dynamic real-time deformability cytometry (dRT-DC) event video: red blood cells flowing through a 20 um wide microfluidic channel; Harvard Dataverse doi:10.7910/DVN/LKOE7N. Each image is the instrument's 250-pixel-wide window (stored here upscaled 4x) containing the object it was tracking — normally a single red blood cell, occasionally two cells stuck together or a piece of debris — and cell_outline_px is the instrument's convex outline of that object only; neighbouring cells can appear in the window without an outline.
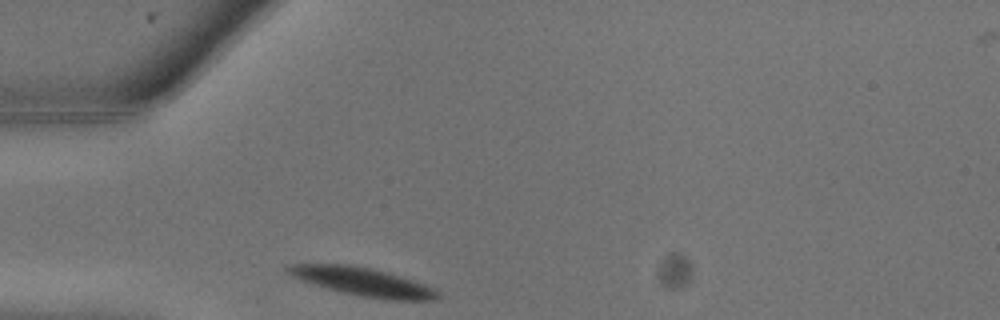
{"species": "common noctule bat (a hibernating species)", "species_latin": "Nyctalus noctula", "temperature_condition": "warm", "stored_images_in_passage": 3, "camera_frame_rate_fps": 3000, "um_per_image_px": 0.085, "animal": {"sex": "male", "body_mass_g": 13.3}, "frame": {"image": 1, "passage_image": 1, "time_ms": 0.0, "image_size_px": [1000, 320], "cell_outline_px": [[440, 300], [392, 300], [360, 296], [328, 288], [300, 280], [284, 272], [284, 268], [292, 264], [348, 264], [372, 268], [388, 272], [436, 288], [440, 296]], "centroid_in_image_um": [30.85, 23.94], "position_along_channel_um": 54.2, "area_um2": 24.74}}